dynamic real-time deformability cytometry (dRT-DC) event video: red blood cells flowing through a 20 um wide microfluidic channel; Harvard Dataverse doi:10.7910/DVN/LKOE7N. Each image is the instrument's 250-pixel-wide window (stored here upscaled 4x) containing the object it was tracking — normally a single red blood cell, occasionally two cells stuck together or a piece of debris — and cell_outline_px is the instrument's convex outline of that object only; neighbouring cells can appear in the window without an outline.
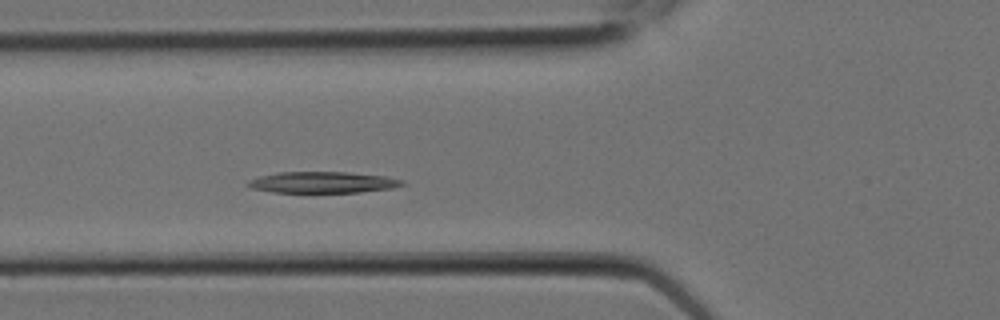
{"species": "Egyptian fruit bat (a non-hibernating species)", "species_latin": "Rousettus aegyptiacus", "temperature_condition": "room temperature", "stored_images_in_passage": 4, "camera_frame_rate_fps": 3000, "um_per_image_px": 0.085, "animal": {"sex": "female"}, "frame": {"image": 1, "passage_image": 4, "time_ms": 1.0, "image_size_px": [1000, 320], "cell_outline_px": [[404, 184], [392, 188], [360, 192], [272, 192], [252, 188], [244, 184], [248, 180], [260, 176], [276, 172], [348, 172], [384, 176], [404, 180]], "centroid_in_image_um": [27.39, 15.49], "position_along_channel_um": 98.4, "area_um2": 19.07}}